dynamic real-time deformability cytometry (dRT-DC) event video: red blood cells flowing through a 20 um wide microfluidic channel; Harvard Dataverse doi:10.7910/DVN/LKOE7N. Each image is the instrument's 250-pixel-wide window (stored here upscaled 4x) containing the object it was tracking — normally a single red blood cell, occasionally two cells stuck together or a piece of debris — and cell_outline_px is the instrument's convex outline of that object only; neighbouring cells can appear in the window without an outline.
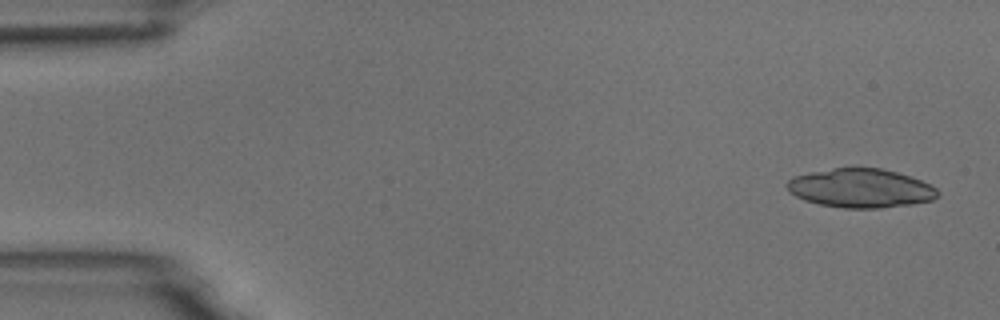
{"species": "common noctule bat (a hibernating species)", "species_latin": "Nyctalus noctula", "temperature_condition": "room temperature", "stored_images_in_passage": 4, "camera_frame_rate_fps": 3000, "um_per_image_px": 0.085, "animal": {"sex": "male", "body_mass_g": 18.8}, "frame": {"image": 1, "passage_image": 1, "time_ms": 0.0, "image_size_px": [1000, 320], "cell_outline_px": [[940, 192], [932, 200], [912, 204], [880, 208], [844, 208], [820, 204], [804, 200], [788, 192], [784, 184], [792, 176], [852, 164], [880, 168], [896, 172], [920, 180], [936, 188]], "centroid_in_image_um": [73.09, 15.96], "position_along_channel_um": 11.9, "area_um2": 34.8}}